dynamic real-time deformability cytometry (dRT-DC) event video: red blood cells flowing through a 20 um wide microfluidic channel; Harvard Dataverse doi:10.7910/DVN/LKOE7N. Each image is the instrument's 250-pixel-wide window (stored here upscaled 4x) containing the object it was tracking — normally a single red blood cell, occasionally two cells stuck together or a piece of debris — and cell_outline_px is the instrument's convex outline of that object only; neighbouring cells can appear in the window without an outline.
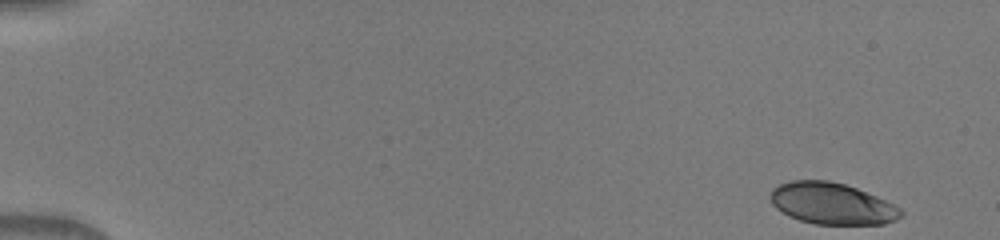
{"species": "human", "species_latin": "Homo sapiens", "temperature_condition": "warm", "stored_images_in_passage": 48, "camera_frame_rate_fps": 3000, "um_per_image_px": 0.085, "donor": {"sex": "male"}, "frame": {"image": 1, "passage_image": 1, "time_ms": 0.0, "image_size_px": [1000, 240], "cell_outline_px": [[904, 216], [896, 220], [884, 224], [816, 224], [800, 220], [788, 216], [776, 208], [772, 204], [768, 196], [772, 188], [780, 184], [792, 180], [828, 180], [844, 184], [856, 188], [876, 196], [900, 208], [904, 212]], "centroid_in_image_um": [70.69, 17.3], "position_along_channel_um": 14.3, "area_um2": 31.67}}
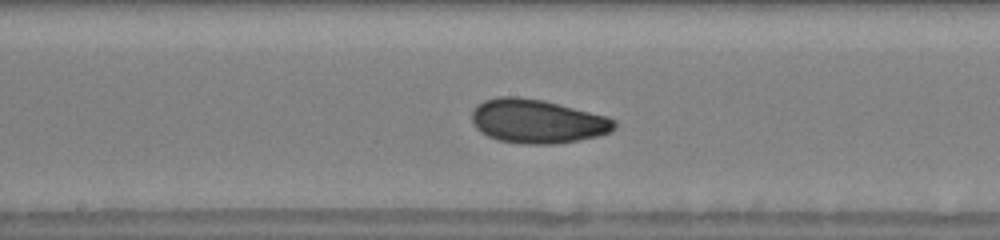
{"frame": {"image": 2, "passage_image": 26, "time_ms": 8.333, "image_size_px": [1000, 240], "cell_outline_px": [[616, 128], [612, 132], [600, 136], [552, 144], [528, 144], [500, 140], [488, 136], [476, 128], [472, 124], [472, 112], [476, 104], [484, 100], [500, 96], [516, 96], [544, 100], [608, 116], [616, 120]], "centroid_in_image_um": [45.69, 10.29], "position_along_channel_um": 202.5, "area_um2": 36.65}}
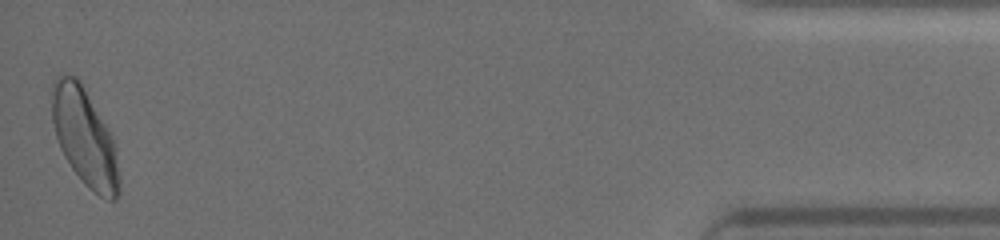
{"frame": {"image": 3, "passage_image": 48, "time_ms": 15.667, "image_size_px": [1000, 240], "cell_outline_px": [[120, 192], [116, 200], [108, 200], [100, 196], [84, 184], [72, 168], [64, 156], [60, 148], [56, 136], [52, 120], [52, 80], [56, 76], [76, 76], [80, 80], [112, 136], [116, 148], [120, 176]], "centroid_in_image_um": [7.21, 11.69], "position_along_channel_um": 428.0, "area_um2": 38.21}}